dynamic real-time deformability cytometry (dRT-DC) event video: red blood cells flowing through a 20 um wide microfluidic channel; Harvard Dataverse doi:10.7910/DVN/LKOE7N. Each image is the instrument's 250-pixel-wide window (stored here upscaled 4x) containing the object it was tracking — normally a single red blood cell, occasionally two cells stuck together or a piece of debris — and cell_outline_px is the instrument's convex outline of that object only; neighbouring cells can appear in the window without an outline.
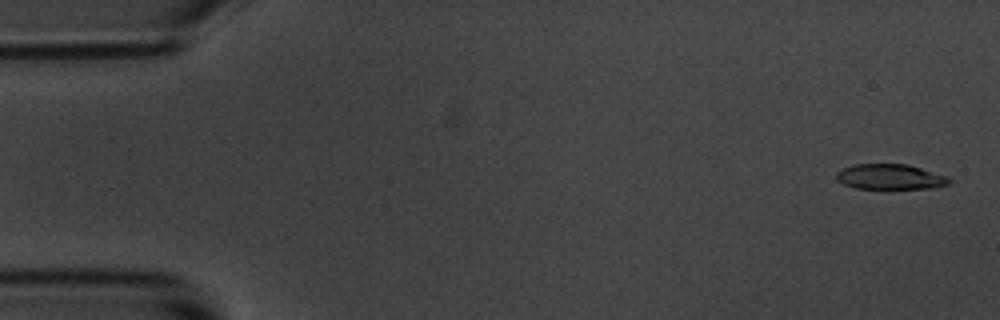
{"species": "common noctule bat (a hibernating species)", "species_latin": "Nyctalus noctula", "temperature_condition": "room temperature", "stored_images_in_passage": 5, "camera_frame_rate_fps": 3000, "um_per_image_px": 0.085, "animal": {"sex": "male", "body_mass_g": 20.1, "forearm_length_mm": 53.5}, "frame": {"image": 1, "passage_image": 1, "time_ms": 0.0, "image_size_px": [1000, 320], "cell_outline_px": [[952, 180], [948, 184], [936, 188], [856, 188], [844, 184], [836, 180], [836, 172], [852, 164], [908, 164], [948, 176]], "centroid_in_image_um": [75.68, 15.02], "position_along_channel_um": 9.3, "area_um2": 16.65}}
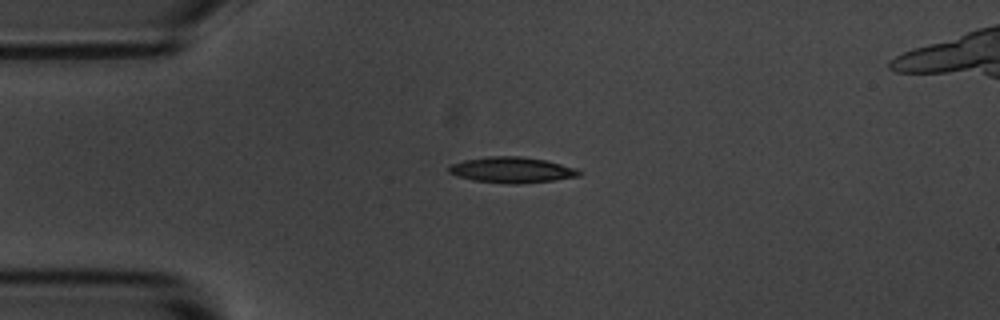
{"frame": {"image": 2, "passage_image": 4, "time_ms": 3.667, "image_size_px": [1000, 320], "cell_outline_px": [[584, 172], [580, 176], [552, 180], [516, 184], [508, 184], [472, 180], [456, 176], [448, 172], [448, 168], [452, 164], [464, 160], [488, 156], [520, 156], [544, 160], [576, 168]], "centroid_in_image_um": [43.49, 14.44], "position_along_channel_um": 41.5, "area_um2": 19.54}}